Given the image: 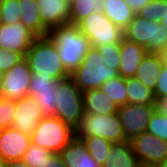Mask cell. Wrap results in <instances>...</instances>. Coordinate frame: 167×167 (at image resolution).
I'll return each mask as SVG.
<instances>
[{
	"label": "cell",
	"mask_w": 167,
	"mask_h": 167,
	"mask_svg": "<svg viewBox=\"0 0 167 167\" xmlns=\"http://www.w3.org/2000/svg\"><path fill=\"white\" fill-rule=\"evenodd\" d=\"M154 94L157 101L167 97V59L165 60V63L163 64L161 72L157 78Z\"/></svg>",
	"instance_id": "35"
},
{
	"label": "cell",
	"mask_w": 167,
	"mask_h": 167,
	"mask_svg": "<svg viewBox=\"0 0 167 167\" xmlns=\"http://www.w3.org/2000/svg\"><path fill=\"white\" fill-rule=\"evenodd\" d=\"M104 59V64L114 70L119 69L120 64V44H109L94 47Z\"/></svg>",
	"instance_id": "30"
},
{
	"label": "cell",
	"mask_w": 167,
	"mask_h": 167,
	"mask_svg": "<svg viewBox=\"0 0 167 167\" xmlns=\"http://www.w3.org/2000/svg\"><path fill=\"white\" fill-rule=\"evenodd\" d=\"M166 59L167 56L164 54L148 52L142 59L134 77L154 91L157 78Z\"/></svg>",
	"instance_id": "19"
},
{
	"label": "cell",
	"mask_w": 167,
	"mask_h": 167,
	"mask_svg": "<svg viewBox=\"0 0 167 167\" xmlns=\"http://www.w3.org/2000/svg\"><path fill=\"white\" fill-rule=\"evenodd\" d=\"M140 162L131 148L130 141L112 143L102 167H139Z\"/></svg>",
	"instance_id": "21"
},
{
	"label": "cell",
	"mask_w": 167,
	"mask_h": 167,
	"mask_svg": "<svg viewBox=\"0 0 167 167\" xmlns=\"http://www.w3.org/2000/svg\"><path fill=\"white\" fill-rule=\"evenodd\" d=\"M76 136V131L56 116L43 117L31 134L33 145L60 153Z\"/></svg>",
	"instance_id": "5"
},
{
	"label": "cell",
	"mask_w": 167,
	"mask_h": 167,
	"mask_svg": "<svg viewBox=\"0 0 167 167\" xmlns=\"http://www.w3.org/2000/svg\"><path fill=\"white\" fill-rule=\"evenodd\" d=\"M77 27L88 38L91 47L120 44L124 38L123 30L113 24L103 12H93L81 20Z\"/></svg>",
	"instance_id": "7"
},
{
	"label": "cell",
	"mask_w": 167,
	"mask_h": 167,
	"mask_svg": "<svg viewBox=\"0 0 167 167\" xmlns=\"http://www.w3.org/2000/svg\"><path fill=\"white\" fill-rule=\"evenodd\" d=\"M3 24H15L20 22L19 0H5L0 7Z\"/></svg>",
	"instance_id": "32"
},
{
	"label": "cell",
	"mask_w": 167,
	"mask_h": 167,
	"mask_svg": "<svg viewBox=\"0 0 167 167\" xmlns=\"http://www.w3.org/2000/svg\"><path fill=\"white\" fill-rule=\"evenodd\" d=\"M159 167H167V158L159 164Z\"/></svg>",
	"instance_id": "42"
},
{
	"label": "cell",
	"mask_w": 167,
	"mask_h": 167,
	"mask_svg": "<svg viewBox=\"0 0 167 167\" xmlns=\"http://www.w3.org/2000/svg\"><path fill=\"white\" fill-rule=\"evenodd\" d=\"M55 116L75 131L81 124L84 116L82 91L70 77L58 83Z\"/></svg>",
	"instance_id": "6"
},
{
	"label": "cell",
	"mask_w": 167,
	"mask_h": 167,
	"mask_svg": "<svg viewBox=\"0 0 167 167\" xmlns=\"http://www.w3.org/2000/svg\"><path fill=\"white\" fill-rule=\"evenodd\" d=\"M99 89L118 107L127 104L126 78L118 75L106 81Z\"/></svg>",
	"instance_id": "26"
},
{
	"label": "cell",
	"mask_w": 167,
	"mask_h": 167,
	"mask_svg": "<svg viewBox=\"0 0 167 167\" xmlns=\"http://www.w3.org/2000/svg\"><path fill=\"white\" fill-rule=\"evenodd\" d=\"M51 154L47 149L31 144L22 160L29 167H41Z\"/></svg>",
	"instance_id": "31"
},
{
	"label": "cell",
	"mask_w": 167,
	"mask_h": 167,
	"mask_svg": "<svg viewBox=\"0 0 167 167\" xmlns=\"http://www.w3.org/2000/svg\"><path fill=\"white\" fill-rule=\"evenodd\" d=\"M129 141L140 163L159 165L167 158V141L151 133L143 132Z\"/></svg>",
	"instance_id": "12"
},
{
	"label": "cell",
	"mask_w": 167,
	"mask_h": 167,
	"mask_svg": "<svg viewBox=\"0 0 167 167\" xmlns=\"http://www.w3.org/2000/svg\"><path fill=\"white\" fill-rule=\"evenodd\" d=\"M16 110V101L10 99L0 100V129L12 127Z\"/></svg>",
	"instance_id": "33"
},
{
	"label": "cell",
	"mask_w": 167,
	"mask_h": 167,
	"mask_svg": "<svg viewBox=\"0 0 167 167\" xmlns=\"http://www.w3.org/2000/svg\"><path fill=\"white\" fill-rule=\"evenodd\" d=\"M100 136L112 143L127 141L117 113L109 115L86 114L76 129V137Z\"/></svg>",
	"instance_id": "8"
},
{
	"label": "cell",
	"mask_w": 167,
	"mask_h": 167,
	"mask_svg": "<svg viewBox=\"0 0 167 167\" xmlns=\"http://www.w3.org/2000/svg\"><path fill=\"white\" fill-rule=\"evenodd\" d=\"M127 103L157 105L154 91L144 86L135 77L126 78Z\"/></svg>",
	"instance_id": "24"
},
{
	"label": "cell",
	"mask_w": 167,
	"mask_h": 167,
	"mask_svg": "<svg viewBox=\"0 0 167 167\" xmlns=\"http://www.w3.org/2000/svg\"><path fill=\"white\" fill-rule=\"evenodd\" d=\"M103 13L122 30L129 25L136 15L125 0H105Z\"/></svg>",
	"instance_id": "23"
},
{
	"label": "cell",
	"mask_w": 167,
	"mask_h": 167,
	"mask_svg": "<svg viewBox=\"0 0 167 167\" xmlns=\"http://www.w3.org/2000/svg\"><path fill=\"white\" fill-rule=\"evenodd\" d=\"M156 109L162 114L167 115V97H164L157 101Z\"/></svg>",
	"instance_id": "38"
},
{
	"label": "cell",
	"mask_w": 167,
	"mask_h": 167,
	"mask_svg": "<svg viewBox=\"0 0 167 167\" xmlns=\"http://www.w3.org/2000/svg\"><path fill=\"white\" fill-rule=\"evenodd\" d=\"M60 155L66 167H102L76 136L62 149Z\"/></svg>",
	"instance_id": "18"
},
{
	"label": "cell",
	"mask_w": 167,
	"mask_h": 167,
	"mask_svg": "<svg viewBox=\"0 0 167 167\" xmlns=\"http://www.w3.org/2000/svg\"><path fill=\"white\" fill-rule=\"evenodd\" d=\"M139 167H159L158 164L140 163Z\"/></svg>",
	"instance_id": "41"
},
{
	"label": "cell",
	"mask_w": 167,
	"mask_h": 167,
	"mask_svg": "<svg viewBox=\"0 0 167 167\" xmlns=\"http://www.w3.org/2000/svg\"><path fill=\"white\" fill-rule=\"evenodd\" d=\"M156 105L130 104L118 107V117L127 141L146 132L148 122Z\"/></svg>",
	"instance_id": "9"
},
{
	"label": "cell",
	"mask_w": 167,
	"mask_h": 167,
	"mask_svg": "<svg viewBox=\"0 0 167 167\" xmlns=\"http://www.w3.org/2000/svg\"><path fill=\"white\" fill-rule=\"evenodd\" d=\"M5 167H29V166L22 159H20L7 162Z\"/></svg>",
	"instance_id": "39"
},
{
	"label": "cell",
	"mask_w": 167,
	"mask_h": 167,
	"mask_svg": "<svg viewBox=\"0 0 167 167\" xmlns=\"http://www.w3.org/2000/svg\"><path fill=\"white\" fill-rule=\"evenodd\" d=\"M147 53L146 48L142 45L123 38L120 43L121 58L118 74L123 78L134 77L136 70Z\"/></svg>",
	"instance_id": "17"
},
{
	"label": "cell",
	"mask_w": 167,
	"mask_h": 167,
	"mask_svg": "<svg viewBox=\"0 0 167 167\" xmlns=\"http://www.w3.org/2000/svg\"><path fill=\"white\" fill-rule=\"evenodd\" d=\"M159 23L163 24L167 28V7H166V12L164 13V16H162Z\"/></svg>",
	"instance_id": "40"
},
{
	"label": "cell",
	"mask_w": 167,
	"mask_h": 167,
	"mask_svg": "<svg viewBox=\"0 0 167 167\" xmlns=\"http://www.w3.org/2000/svg\"><path fill=\"white\" fill-rule=\"evenodd\" d=\"M3 24V20H2V13H1V9H0V26Z\"/></svg>",
	"instance_id": "45"
},
{
	"label": "cell",
	"mask_w": 167,
	"mask_h": 167,
	"mask_svg": "<svg viewBox=\"0 0 167 167\" xmlns=\"http://www.w3.org/2000/svg\"><path fill=\"white\" fill-rule=\"evenodd\" d=\"M83 109L86 114L109 115L117 113L118 106L99 88L82 92Z\"/></svg>",
	"instance_id": "20"
},
{
	"label": "cell",
	"mask_w": 167,
	"mask_h": 167,
	"mask_svg": "<svg viewBox=\"0 0 167 167\" xmlns=\"http://www.w3.org/2000/svg\"><path fill=\"white\" fill-rule=\"evenodd\" d=\"M167 0H153L146 4L136 15L153 22H159L164 16Z\"/></svg>",
	"instance_id": "29"
},
{
	"label": "cell",
	"mask_w": 167,
	"mask_h": 167,
	"mask_svg": "<svg viewBox=\"0 0 167 167\" xmlns=\"http://www.w3.org/2000/svg\"><path fill=\"white\" fill-rule=\"evenodd\" d=\"M82 140L92 158L101 166L105 163L112 142L100 136L78 137Z\"/></svg>",
	"instance_id": "27"
},
{
	"label": "cell",
	"mask_w": 167,
	"mask_h": 167,
	"mask_svg": "<svg viewBox=\"0 0 167 167\" xmlns=\"http://www.w3.org/2000/svg\"><path fill=\"white\" fill-rule=\"evenodd\" d=\"M146 132L167 141V115L155 109L148 122Z\"/></svg>",
	"instance_id": "28"
},
{
	"label": "cell",
	"mask_w": 167,
	"mask_h": 167,
	"mask_svg": "<svg viewBox=\"0 0 167 167\" xmlns=\"http://www.w3.org/2000/svg\"><path fill=\"white\" fill-rule=\"evenodd\" d=\"M105 0H70V24L77 25L93 12H103Z\"/></svg>",
	"instance_id": "25"
},
{
	"label": "cell",
	"mask_w": 167,
	"mask_h": 167,
	"mask_svg": "<svg viewBox=\"0 0 167 167\" xmlns=\"http://www.w3.org/2000/svg\"><path fill=\"white\" fill-rule=\"evenodd\" d=\"M31 135L9 127L0 130V157L7 163L20 160L31 146Z\"/></svg>",
	"instance_id": "14"
},
{
	"label": "cell",
	"mask_w": 167,
	"mask_h": 167,
	"mask_svg": "<svg viewBox=\"0 0 167 167\" xmlns=\"http://www.w3.org/2000/svg\"><path fill=\"white\" fill-rule=\"evenodd\" d=\"M41 167H66L60 153H52Z\"/></svg>",
	"instance_id": "36"
},
{
	"label": "cell",
	"mask_w": 167,
	"mask_h": 167,
	"mask_svg": "<svg viewBox=\"0 0 167 167\" xmlns=\"http://www.w3.org/2000/svg\"><path fill=\"white\" fill-rule=\"evenodd\" d=\"M36 38L21 22L0 26V48L21 53L24 57Z\"/></svg>",
	"instance_id": "13"
},
{
	"label": "cell",
	"mask_w": 167,
	"mask_h": 167,
	"mask_svg": "<svg viewBox=\"0 0 167 167\" xmlns=\"http://www.w3.org/2000/svg\"><path fill=\"white\" fill-rule=\"evenodd\" d=\"M3 92H2V83H1V79H0V100L3 99Z\"/></svg>",
	"instance_id": "43"
},
{
	"label": "cell",
	"mask_w": 167,
	"mask_h": 167,
	"mask_svg": "<svg viewBox=\"0 0 167 167\" xmlns=\"http://www.w3.org/2000/svg\"><path fill=\"white\" fill-rule=\"evenodd\" d=\"M48 36L56 44L64 69L71 75L91 48L90 41L75 24L55 27Z\"/></svg>",
	"instance_id": "1"
},
{
	"label": "cell",
	"mask_w": 167,
	"mask_h": 167,
	"mask_svg": "<svg viewBox=\"0 0 167 167\" xmlns=\"http://www.w3.org/2000/svg\"><path fill=\"white\" fill-rule=\"evenodd\" d=\"M42 24L51 29L70 24V0H36Z\"/></svg>",
	"instance_id": "16"
},
{
	"label": "cell",
	"mask_w": 167,
	"mask_h": 167,
	"mask_svg": "<svg viewBox=\"0 0 167 167\" xmlns=\"http://www.w3.org/2000/svg\"><path fill=\"white\" fill-rule=\"evenodd\" d=\"M43 117V112L37 101L31 96H26L16 101L12 127L31 135Z\"/></svg>",
	"instance_id": "15"
},
{
	"label": "cell",
	"mask_w": 167,
	"mask_h": 167,
	"mask_svg": "<svg viewBox=\"0 0 167 167\" xmlns=\"http://www.w3.org/2000/svg\"><path fill=\"white\" fill-rule=\"evenodd\" d=\"M20 22L37 37H46L49 30L42 24L36 0H19Z\"/></svg>",
	"instance_id": "22"
},
{
	"label": "cell",
	"mask_w": 167,
	"mask_h": 167,
	"mask_svg": "<svg viewBox=\"0 0 167 167\" xmlns=\"http://www.w3.org/2000/svg\"><path fill=\"white\" fill-rule=\"evenodd\" d=\"M4 1L5 0H0V7L2 6V4H3Z\"/></svg>",
	"instance_id": "46"
},
{
	"label": "cell",
	"mask_w": 167,
	"mask_h": 167,
	"mask_svg": "<svg viewBox=\"0 0 167 167\" xmlns=\"http://www.w3.org/2000/svg\"><path fill=\"white\" fill-rule=\"evenodd\" d=\"M118 71L107 67L96 48L91 47L80 66L70 75L76 86L83 92L98 89L109 79L117 77Z\"/></svg>",
	"instance_id": "4"
},
{
	"label": "cell",
	"mask_w": 167,
	"mask_h": 167,
	"mask_svg": "<svg viewBox=\"0 0 167 167\" xmlns=\"http://www.w3.org/2000/svg\"><path fill=\"white\" fill-rule=\"evenodd\" d=\"M32 71L24 58L10 70L1 73L2 92L5 99L18 101L28 96Z\"/></svg>",
	"instance_id": "10"
},
{
	"label": "cell",
	"mask_w": 167,
	"mask_h": 167,
	"mask_svg": "<svg viewBox=\"0 0 167 167\" xmlns=\"http://www.w3.org/2000/svg\"><path fill=\"white\" fill-rule=\"evenodd\" d=\"M6 162L0 157V167H5Z\"/></svg>",
	"instance_id": "44"
},
{
	"label": "cell",
	"mask_w": 167,
	"mask_h": 167,
	"mask_svg": "<svg viewBox=\"0 0 167 167\" xmlns=\"http://www.w3.org/2000/svg\"><path fill=\"white\" fill-rule=\"evenodd\" d=\"M132 10L137 14L146 4L153 0H125Z\"/></svg>",
	"instance_id": "37"
},
{
	"label": "cell",
	"mask_w": 167,
	"mask_h": 167,
	"mask_svg": "<svg viewBox=\"0 0 167 167\" xmlns=\"http://www.w3.org/2000/svg\"><path fill=\"white\" fill-rule=\"evenodd\" d=\"M59 81L51 76L32 73L28 96L33 97L37 101L44 117L55 116Z\"/></svg>",
	"instance_id": "11"
},
{
	"label": "cell",
	"mask_w": 167,
	"mask_h": 167,
	"mask_svg": "<svg viewBox=\"0 0 167 167\" xmlns=\"http://www.w3.org/2000/svg\"><path fill=\"white\" fill-rule=\"evenodd\" d=\"M24 58L25 57L21 53L0 48V73L10 70Z\"/></svg>",
	"instance_id": "34"
},
{
	"label": "cell",
	"mask_w": 167,
	"mask_h": 167,
	"mask_svg": "<svg viewBox=\"0 0 167 167\" xmlns=\"http://www.w3.org/2000/svg\"><path fill=\"white\" fill-rule=\"evenodd\" d=\"M123 32L125 39L142 45L147 52L167 55V28L163 24L135 15Z\"/></svg>",
	"instance_id": "3"
},
{
	"label": "cell",
	"mask_w": 167,
	"mask_h": 167,
	"mask_svg": "<svg viewBox=\"0 0 167 167\" xmlns=\"http://www.w3.org/2000/svg\"><path fill=\"white\" fill-rule=\"evenodd\" d=\"M32 73L63 80L70 75L64 69L56 44L49 36L37 37L25 55Z\"/></svg>",
	"instance_id": "2"
}]
</instances>
